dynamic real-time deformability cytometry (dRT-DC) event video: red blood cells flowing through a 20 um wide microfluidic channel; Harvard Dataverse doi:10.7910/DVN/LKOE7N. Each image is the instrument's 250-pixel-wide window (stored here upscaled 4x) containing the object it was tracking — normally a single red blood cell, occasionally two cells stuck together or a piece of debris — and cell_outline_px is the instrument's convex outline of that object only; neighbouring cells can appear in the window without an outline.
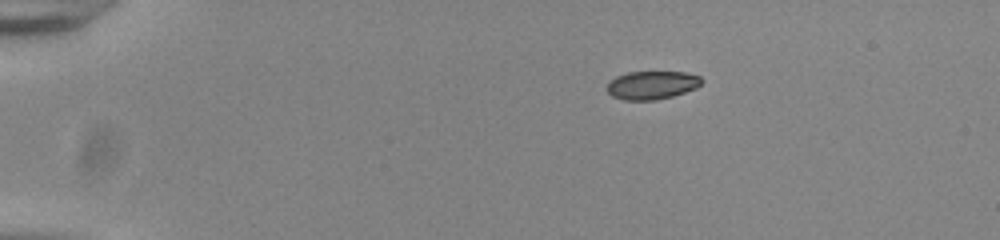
{"species": "common noctule bat (a hibernating species)", "species_latin": "Nyctalus noctula", "temperature_condition": "room temperature", "stored_images_in_passage": 45, "camera_frame_rate_fps": 3000, "um_per_image_px": 0.085, "animal": {"sex": "male", "body_mass_g": 20.0, "forearm_length_mm": 53.3}, "frame": {"image": 1, "passage_image": 1, "time_ms": 0.0, "image_size_px": [1000, 240], "cell_outline_px": [[704, 80], [696, 88], [672, 96], [656, 100], [624, 100], [612, 96], [608, 92], [608, 80], [616, 76], [628, 72], [684, 72], [700, 76]], "centroid_in_image_um": [55.4, 7.23], "position_along_channel_um": 29.6, "area_um2": 15.61}}
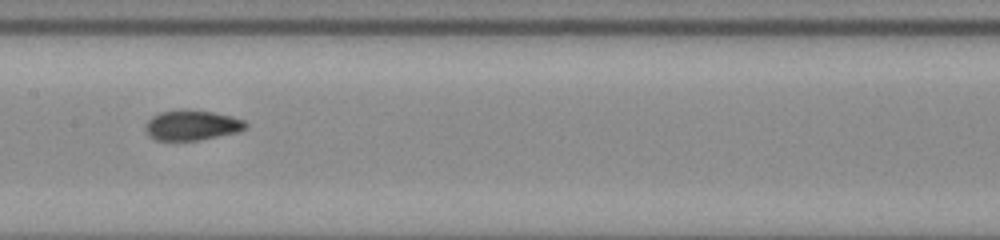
{"frame": {"image": 2, "passage_image": 20, "time_ms": 6.333, "image_size_px": [1000, 240], "cell_outline_px": [[248, 128], [240, 132], [200, 140], [156, 140], [148, 136], [144, 128], [144, 124], [152, 116], [160, 112], [212, 112], [232, 116], [244, 120], [248, 124]], "centroid_in_image_um": [16.34, 10.69], "position_along_channel_um": 191.1, "area_um2": 17.28}}
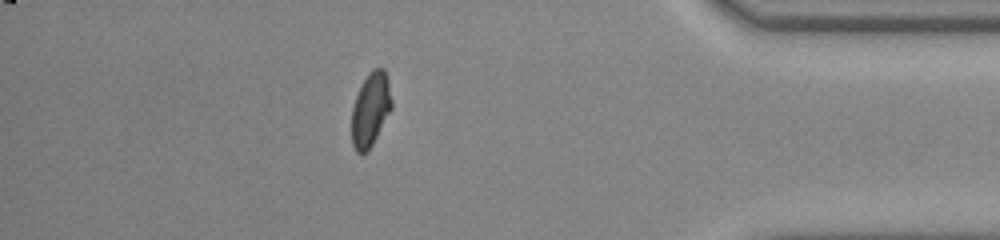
{"frame": {"image": 3, "passage_image": 39, "time_ms": 12.667, "image_size_px": [1000, 240], "cell_outline_px": [[392, 108], [372, 144], [364, 152], [356, 152], [352, 144], [352, 108], [356, 96], [368, 72], [372, 68], [384, 68], [388, 76], [392, 100]], "centroid_in_image_um": [31.51, 9.25], "position_along_channel_um": 403.7, "area_um2": 17.05}}